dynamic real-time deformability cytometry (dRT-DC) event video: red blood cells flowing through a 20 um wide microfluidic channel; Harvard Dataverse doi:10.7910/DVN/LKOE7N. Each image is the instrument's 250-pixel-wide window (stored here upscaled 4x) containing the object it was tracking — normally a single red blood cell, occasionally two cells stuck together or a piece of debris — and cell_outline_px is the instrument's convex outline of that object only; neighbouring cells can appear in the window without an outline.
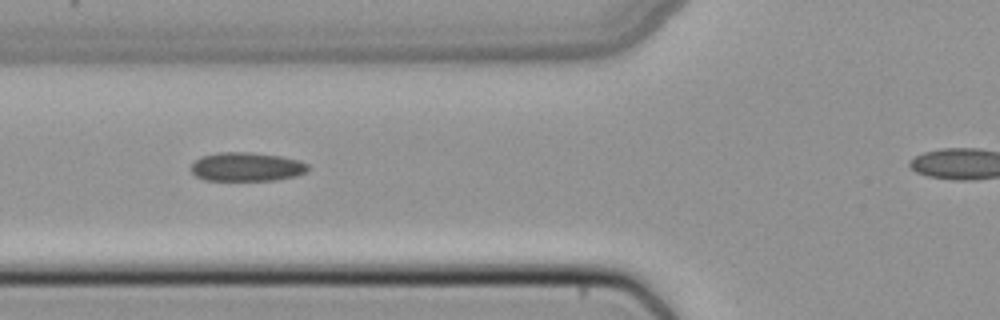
{"species": "common noctule bat (a hibernating species)", "species_latin": "Nyctalus noctula", "temperature_condition": "cold", "stored_images_in_passage": 37, "camera_frame_rate_fps": 3000, "um_per_image_px": 0.085, "animal": {"sex": "female", "body_mass_g": 22.7, "forearm_length_mm": 54.2}, "frame": {"image": 1, "passage_image": 12, "time_ms": 3.667, "image_size_px": [1000, 320], "cell_outline_px": [[308, 172], [296, 176], [276, 180], [204, 180], [196, 176], [192, 172], [192, 164], [200, 156], [216, 152], [252, 152], [280, 156], [300, 160], [308, 164]], "centroid_in_image_um": [20.98, 14.17], "position_along_channel_um": 104.8, "area_um2": 19.83}}
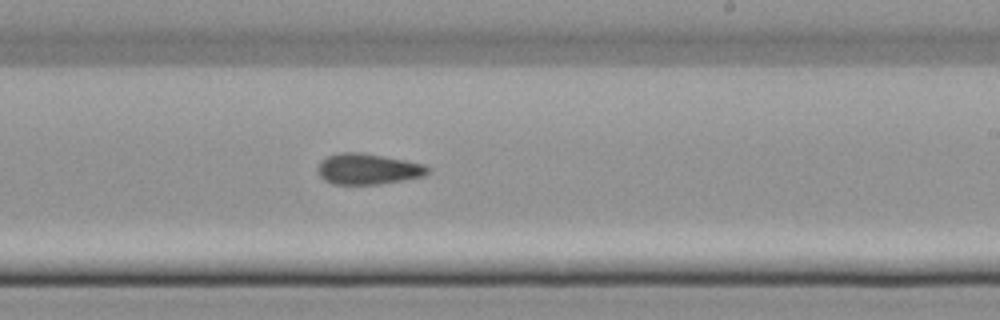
{"frame": {"image": 2, "passage_image": 23, "time_ms": 7.333, "image_size_px": [1000, 320], "cell_outline_px": [[428, 172], [424, 176], [404, 180], [380, 184], [332, 184], [324, 180], [320, 176], [316, 168], [320, 160], [328, 156], [340, 152], [360, 152], [404, 160], [424, 164], [428, 168]], "centroid_in_image_um": [31.23, 14.37], "position_along_channel_um": 257.8, "area_um2": 19.77}}
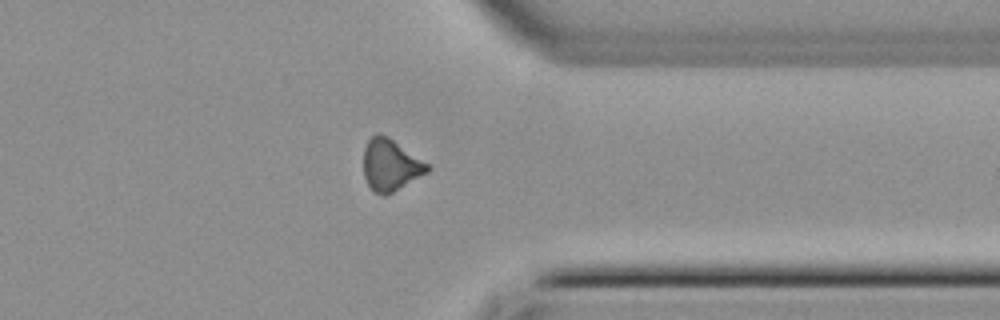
{"frame": {"image": 3, "passage_image": 32, "time_ms": 10.333, "image_size_px": [1000, 320], "cell_outline_px": [[432, 168], [428, 172], [392, 192], [384, 196], [372, 192], [364, 176], [364, 148], [368, 140], [376, 132], [380, 132], [388, 136], [428, 164]], "centroid_in_image_um": [33.17, 14.02], "position_along_channel_um": 378.2, "area_um2": 19.19}}